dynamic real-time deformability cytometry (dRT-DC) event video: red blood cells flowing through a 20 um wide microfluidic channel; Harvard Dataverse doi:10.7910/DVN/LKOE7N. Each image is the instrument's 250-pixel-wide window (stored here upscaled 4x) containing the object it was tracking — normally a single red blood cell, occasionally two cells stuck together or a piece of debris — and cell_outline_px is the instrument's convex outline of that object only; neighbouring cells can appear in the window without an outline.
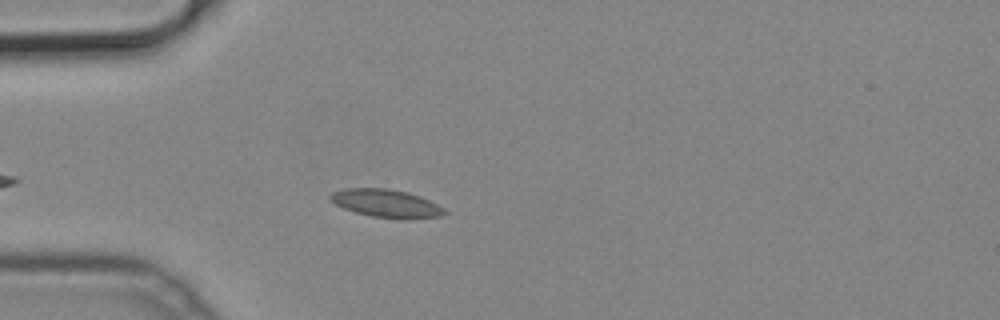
{"species": "common noctule bat (a hibernating species)", "species_latin": "Nyctalus noctula", "temperature_condition": "cold", "stored_images_in_passage": 41, "camera_frame_rate_fps": 3000, "um_per_image_px": 0.085, "animal": {"sex": "male", "body_mass_g": 19.2, "forearm_length_mm": 51.8}, "frame": {"image": 1, "passage_image": 7, "time_ms": 2.0, "image_size_px": [1000, 320], "cell_outline_px": [[448, 212], [440, 216], [408, 220], [400, 220], [372, 216], [356, 212], [344, 208], [336, 204], [328, 196], [332, 192], [344, 188], [388, 188], [408, 192], [420, 196], [444, 208]], "centroid_in_image_um": [32.85, 17.3], "position_along_channel_um": 52.1, "area_um2": 18.79}}
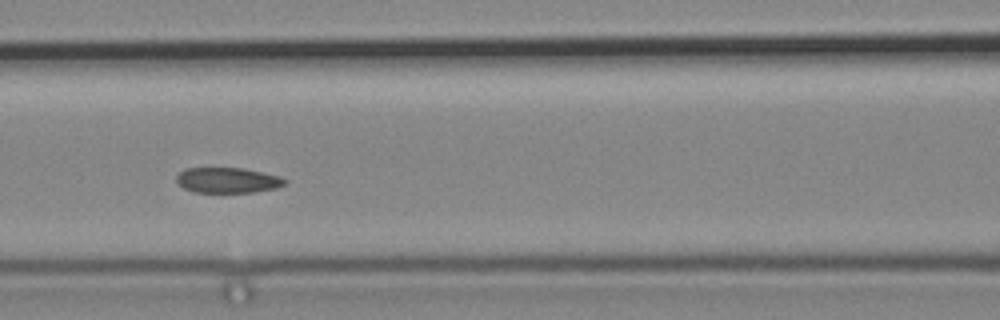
{"frame": {"image": 2, "passage_image": 15, "time_ms": 4.667, "image_size_px": [1000, 320], "cell_outline_px": [[288, 180], [284, 184], [276, 188], [252, 192], [192, 192], [184, 188], [176, 180], [176, 176], [184, 168], [244, 168], [280, 176]], "centroid_in_image_um": [19.34, 15.31], "position_along_channel_um": 147.3, "area_um2": 16.01}}
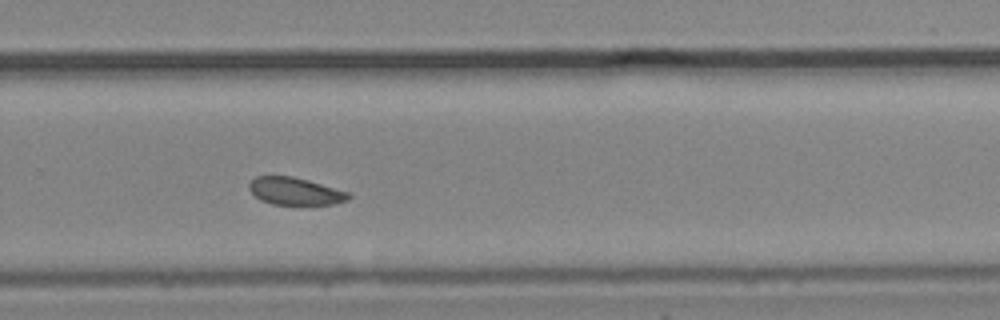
{"frame": {"image": 3, "passage_image": 27, "time_ms": 8.667, "image_size_px": [1000, 320], "cell_outline_px": [[352, 196], [348, 200], [336, 204], [272, 204], [260, 200], [248, 188], [248, 184], [256, 176], [292, 176], [308, 180], [352, 192]], "centroid_in_image_um": [25.14, 16.25], "position_along_channel_um": 304.7, "area_um2": 16.01}}